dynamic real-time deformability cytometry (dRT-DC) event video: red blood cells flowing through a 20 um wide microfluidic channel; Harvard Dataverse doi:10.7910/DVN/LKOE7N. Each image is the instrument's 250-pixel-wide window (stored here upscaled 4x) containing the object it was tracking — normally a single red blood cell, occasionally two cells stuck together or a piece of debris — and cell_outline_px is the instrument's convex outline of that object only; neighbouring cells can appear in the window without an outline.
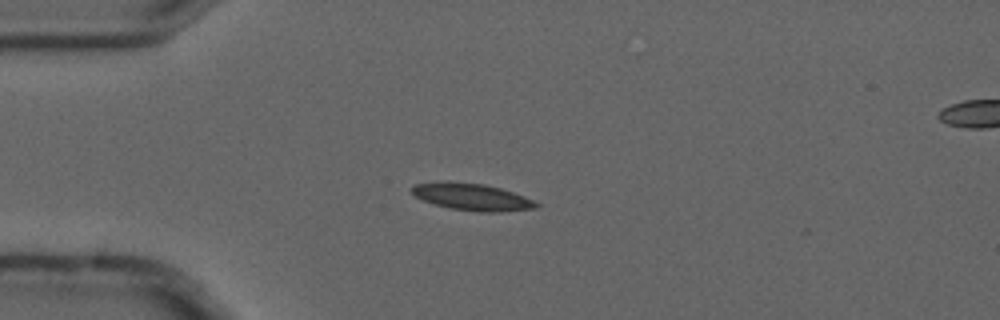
{"species": "common noctule bat (a hibernating species)", "species_latin": "Nyctalus noctula", "temperature_condition": "cold", "stored_images_in_passage": 5, "camera_frame_rate_fps": 3000, "um_per_image_px": 0.085, "animal": {"sex": "male", "forearm_length_mm": 52.5}, "frame": {"image": 1, "passage_image": 3, "time_ms": 0.667, "image_size_px": [1000, 320], "cell_outline_px": [[540, 204], [536, 208], [500, 212], [480, 212], [448, 208], [424, 200], [416, 196], [412, 192], [412, 188], [416, 184], [448, 180], [484, 184], [500, 188], [524, 196]], "centroid_in_image_um": [40.13, 16.73], "position_along_channel_um": 44.9, "area_um2": 19.48}}
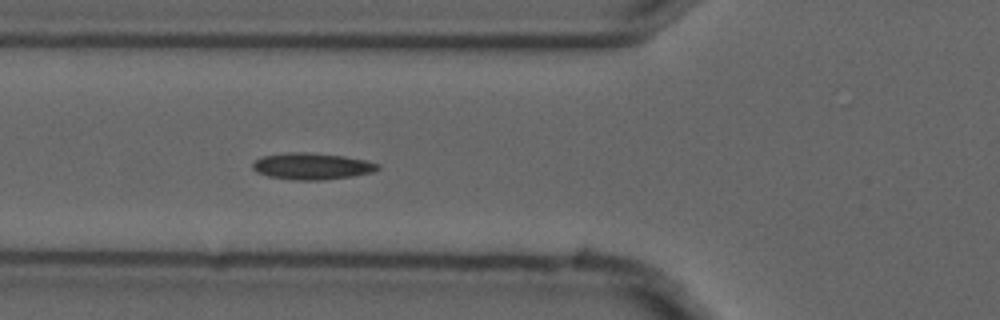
{"frame": {"image": 2, "passage_image": 5, "time_ms": 1.333, "image_size_px": [1000, 320], "cell_outline_px": [[380, 168], [372, 172], [352, 176], [320, 180], [296, 180], [268, 176], [256, 172], [252, 168], [252, 164], [260, 156], [284, 152], [308, 152], [344, 156], [364, 160], [380, 164]], "centroid_in_image_um": [26.47, 14.12], "position_along_channel_um": 99.3, "area_um2": 19.42}}